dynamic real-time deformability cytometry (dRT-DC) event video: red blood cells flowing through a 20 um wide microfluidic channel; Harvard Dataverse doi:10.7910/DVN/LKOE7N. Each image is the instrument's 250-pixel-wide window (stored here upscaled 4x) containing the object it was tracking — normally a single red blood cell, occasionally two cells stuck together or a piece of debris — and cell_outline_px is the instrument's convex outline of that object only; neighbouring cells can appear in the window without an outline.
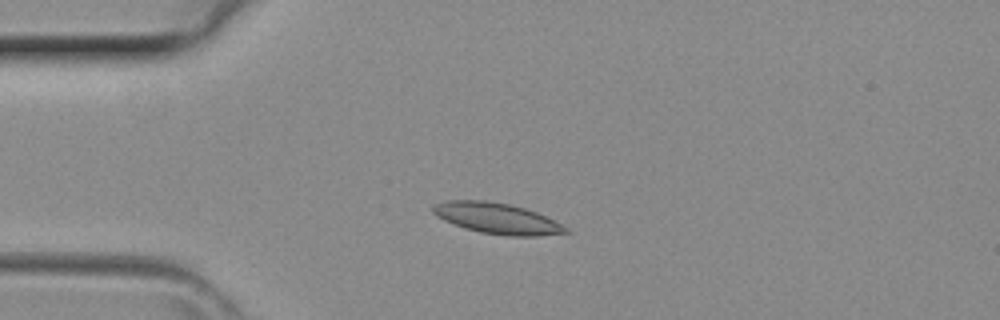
{"species": "common noctule bat (a hibernating species)", "species_latin": "Nyctalus noctula", "temperature_condition": "room temperature", "stored_images_in_passage": 32, "camera_frame_rate_fps": 3000, "um_per_image_px": 0.085, "animal": {"sex": "female", "body_mass_g": 29.2, "forearm_length_mm": 56.3}, "frame": {"image": 1, "passage_image": 1, "time_ms": 0.0, "image_size_px": [1000, 320], "cell_outline_px": [[572, 232], [536, 236], [508, 236], [480, 232], [464, 228], [444, 220], [436, 216], [432, 212], [432, 204], [448, 200], [484, 200], [508, 204], [524, 208], [536, 212], [568, 228]], "centroid_in_image_um": [42.21, 18.56], "position_along_channel_um": 42.8, "area_um2": 23.76}}
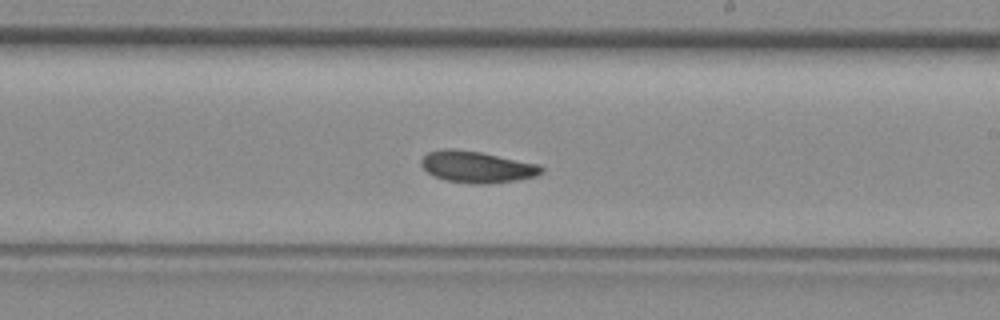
{"frame": {"image": 2, "passage_image": 15, "time_ms": 4.667, "image_size_px": [1000, 320], "cell_outline_px": [[544, 172], [536, 176], [516, 180], [488, 184], [472, 184], [448, 180], [432, 176], [420, 164], [420, 160], [428, 152], [444, 148], [456, 148], [480, 152], [540, 164], [544, 168]], "centroid_in_image_um": [40.54, 14.18], "position_along_channel_um": 248.5, "area_um2": 22.25}}
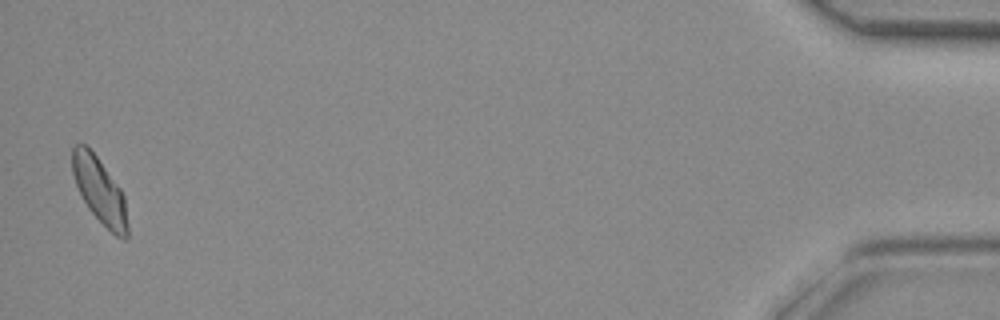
{"frame": {"image": 3, "passage_image": 32, "time_ms": 10.333, "image_size_px": [1000, 320], "cell_outline_px": [[128, 236], [124, 240], [116, 236], [88, 208], [76, 184], [72, 172], [72, 148], [76, 144], [84, 144], [96, 156], [120, 188], [124, 196], [128, 224]], "centroid_in_image_um": [8.48, 16.21], "position_along_channel_um": 426.7, "area_um2": 20.69}}